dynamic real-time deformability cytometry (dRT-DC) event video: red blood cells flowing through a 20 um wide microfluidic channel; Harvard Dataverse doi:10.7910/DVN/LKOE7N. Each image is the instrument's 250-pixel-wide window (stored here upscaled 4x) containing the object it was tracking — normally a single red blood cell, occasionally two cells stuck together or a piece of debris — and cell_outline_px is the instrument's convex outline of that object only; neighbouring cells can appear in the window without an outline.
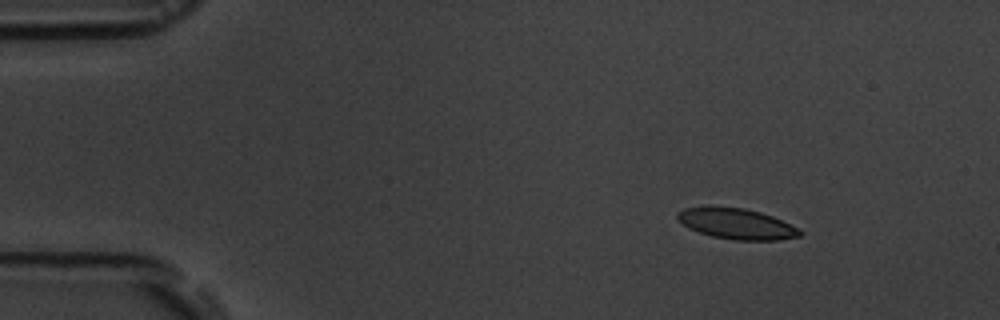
{"species": "common noctule bat (a hibernating species)", "species_latin": "Nyctalus noctula", "temperature_condition": "room temperature", "stored_images_in_passage": 3, "camera_frame_rate_fps": 3000, "um_per_image_px": 0.085, "animal": {"sex": "male", "body_mass_g": 19.5, "forearm_length_mm": 54.6}, "frame": {"image": 1, "passage_image": 1, "time_ms": 0.0, "image_size_px": [1000, 320], "cell_outline_px": [[804, 232], [800, 236], [776, 240], [736, 240], [712, 236], [688, 228], [676, 216], [676, 212], [684, 208], [708, 204], [744, 208], [760, 212], [772, 216], [800, 228]], "centroid_in_image_um": [62.59, 18.98], "position_along_channel_um": 22.4, "area_um2": 22.31}}